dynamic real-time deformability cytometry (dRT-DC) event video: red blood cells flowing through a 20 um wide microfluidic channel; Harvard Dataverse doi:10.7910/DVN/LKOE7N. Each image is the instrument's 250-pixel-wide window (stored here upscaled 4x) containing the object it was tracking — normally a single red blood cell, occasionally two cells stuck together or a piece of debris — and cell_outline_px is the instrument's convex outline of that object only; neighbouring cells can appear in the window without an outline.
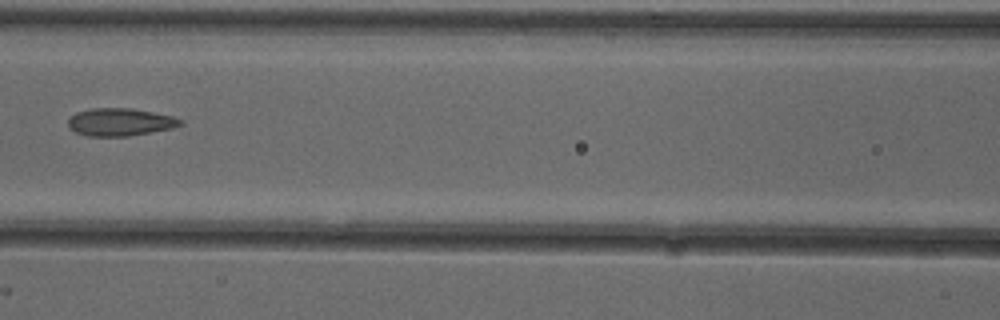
{"species": "common noctule bat (a hibernating species)", "species_latin": "Nyctalus noctula", "temperature_condition": "cold", "stored_images_in_passage": 7, "camera_frame_rate_fps": 3000, "um_per_image_px": 0.085, "animal": {"sex": "female"}, "frame": {"image": 1, "passage_image": 7, "time_ms": 2.0, "image_size_px": [1000, 320], "cell_outline_px": [[184, 124], [172, 128], [128, 136], [88, 136], [76, 132], [68, 124], [68, 120], [76, 112], [92, 108], [132, 108], [172, 116], [184, 120]], "centroid_in_image_um": [10.24, 10.37], "position_along_channel_um": 156.4, "area_um2": 17.98}}